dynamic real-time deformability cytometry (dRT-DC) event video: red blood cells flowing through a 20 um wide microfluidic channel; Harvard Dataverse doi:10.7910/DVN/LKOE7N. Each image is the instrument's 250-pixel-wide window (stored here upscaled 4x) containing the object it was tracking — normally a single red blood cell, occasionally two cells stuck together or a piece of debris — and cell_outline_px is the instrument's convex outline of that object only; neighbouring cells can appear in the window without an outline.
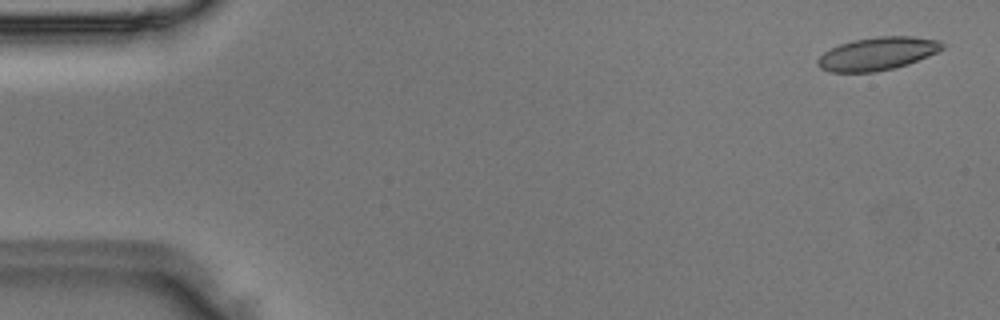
{"species": "Egyptian fruit bat (a non-hibernating species)", "species_latin": "Rousettus aegyptiacus", "temperature_condition": "room temperature", "stored_images_in_passage": 11, "camera_frame_rate_fps": 3000, "um_per_image_px": 0.085, "animal": {"sex": "male"}, "frame": {"image": 1, "passage_image": 2, "time_ms": 0.333, "image_size_px": [1000, 320], "cell_outline_px": [[944, 48], [928, 56], [908, 64], [876, 72], [828, 72], [820, 68], [816, 64], [816, 60], [824, 52], [840, 44], [852, 40], [876, 36], [912, 36], [940, 40], [944, 44]], "centroid_in_image_um": [74.57, 4.56], "position_along_channel_um": 10.4, "area_um2": 24.04}}